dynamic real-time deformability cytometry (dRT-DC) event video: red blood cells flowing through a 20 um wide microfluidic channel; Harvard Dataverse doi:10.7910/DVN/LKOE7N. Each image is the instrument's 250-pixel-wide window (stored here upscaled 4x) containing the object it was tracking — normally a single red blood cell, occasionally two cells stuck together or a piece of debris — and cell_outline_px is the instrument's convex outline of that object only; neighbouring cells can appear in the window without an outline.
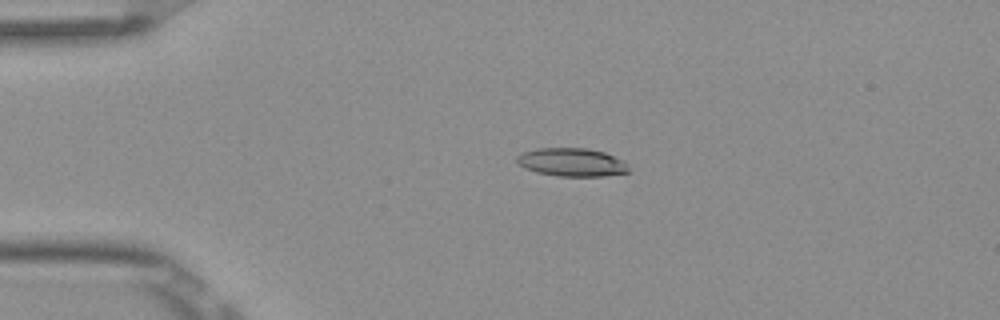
{"species": "Egyptian fruit bat (a non-hibernating species)", "species_latin": "Rousettus aegyptiacus", "temperature_condition": "room temperature", "stored_images_in_passage": 3, "camera_frame_rate_fps": 3000, "um_per_image_px": 0.085, "frame": {"image": 1, "passage_image": 2, "time_ms": 0.333, "image_size_px": [1000, 320], "cell_outline_px": [[628, 172], [604, 176], [556, 176], [536, 172], [524, 168], [516, 160], [516, 156], [524, 152], [536, 148], [588, 148], [604, 152], [624, 160], [628, 164]], "centroid_in_image_um": [48.61, 13.79], "position_along_channel_um": 36.4, "area_um2": 18.5}}